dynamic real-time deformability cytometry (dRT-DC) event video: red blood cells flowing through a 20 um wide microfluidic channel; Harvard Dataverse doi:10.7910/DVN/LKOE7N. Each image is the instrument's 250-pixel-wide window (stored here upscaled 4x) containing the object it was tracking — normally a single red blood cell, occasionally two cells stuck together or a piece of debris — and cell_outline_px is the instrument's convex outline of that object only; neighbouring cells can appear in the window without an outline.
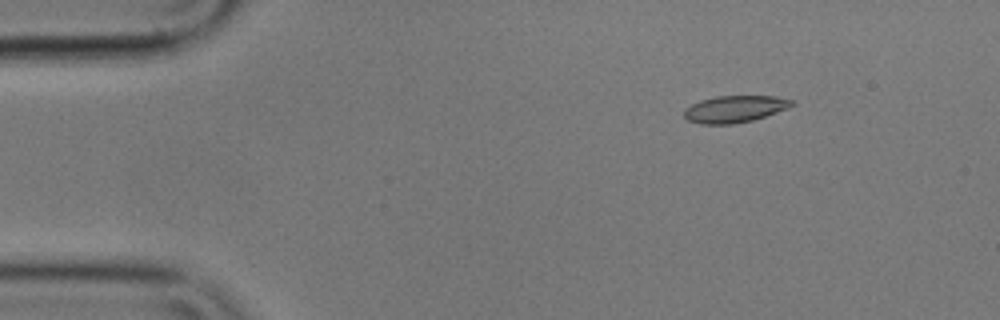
{"species": "common noctule bat (a hibernating species)", "species_latin": "Nyctalus noctula", "temperature_condition": "cold", "stored_images_in_passage": 10, "camera_frame_rate_fps": 3000, "um_per_image_px": 0.085, "animal": {"sex": "male", "body_mass_g": 17.9}, "frame": {"image": 1, "passage_image": 1, "time_ms": 0.0, "image_size_px": [1000, 320], "cell_outline_px": [[796, 104], [788, 108], [752, 120], [732, 124], [700, 124], [688, 120], [684, 116], [684, 108], [700, 100], [716, 96], [776, 96], [792, 100]], "centroid_in_image_um": [62.43, 9.26], "position_along_channel_um": 22.6, "area_um2": 16.82}}
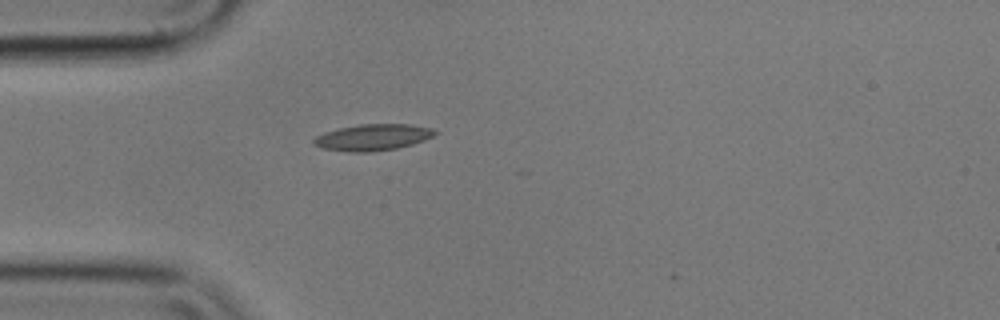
{"frame": {"image": 2, "passage_image": 9, "time_ms": 2.667, "image_size_px": [1000, 320], "cell_outline_px": [[440, 132], [424, 140], [412, 144], [396, 148], [372, 152], [348, 152], [324, 148], [312, 144], [312, 140], [316, 136], [324, 132], [340, 128], [360, 124], [408, 124], [432, 128]], "centroid_in_image_um": [31.68, 11.67], "position_along_channel_um": 53.3, "area_um2": 18.61}}